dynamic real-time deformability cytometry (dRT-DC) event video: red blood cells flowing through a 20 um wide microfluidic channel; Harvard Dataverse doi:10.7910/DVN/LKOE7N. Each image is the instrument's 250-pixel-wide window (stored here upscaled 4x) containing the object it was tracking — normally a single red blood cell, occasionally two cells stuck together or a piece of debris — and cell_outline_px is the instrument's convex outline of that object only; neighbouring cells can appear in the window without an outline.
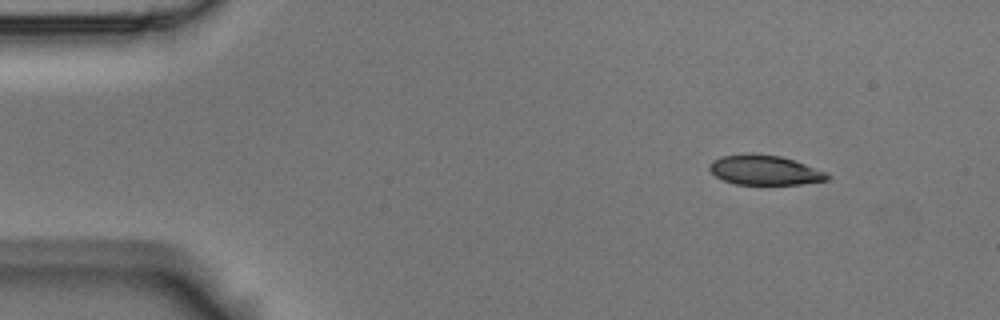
{"species": "Egyptian fruit bat (a non-hibernating species)", "species_latin": "Rousettus aegyptiacus", "temperature_condition": "room temperature", "stored_images_in_passage": 4, "camera_frame_rate_fps": 3000, "um_per_image_px": 0.085, "animal": {"sex": "male"}, "frame": {"image": 1, "passage_image": 1, "time_ms": 0.0, "image_size_px": [1000, 320], "cell_outline_px": [[832, 176], [828, 180], [800, 184], [736, 184], [724, 180], [716, 176], [708, 168], [708, 164], [712, 160], [720, 156], [748, 152], [752, 152], [780, 156], [796, 160], [828, 172]], "centroid_in_image_um": [65.01, 14.43], "position_along_channel_um": 20.0, "area_um2": 20.87}}
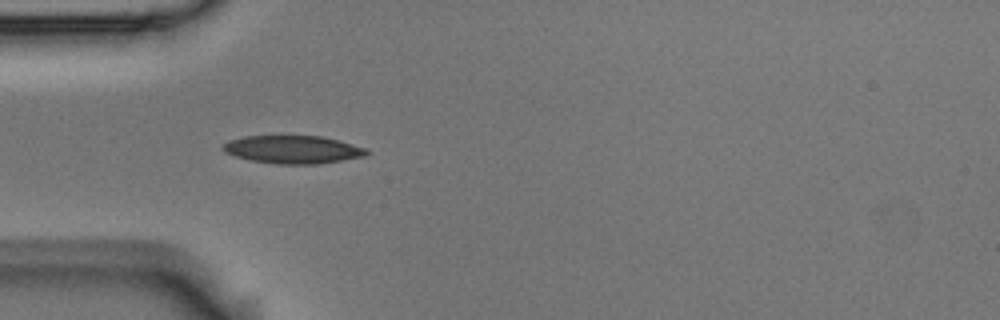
{"frame": {"image": 2, "passage_image": 4, "time_ms": 1.0, "image_size_px": [1000, 320], "cell_outline_px": [[368, 152], [364, 156], [320, 164], [276, 164], [252, 160], [236, 156], [224, 152], [220, 148], [228, 140], [244, 136], [280, 132], [320, 136], [336, 140], [364, 148]], "centroid_in_image_um": [24.79, 12.65], "position_along_channel_um": 60.2, "area_um2": 24.22}}